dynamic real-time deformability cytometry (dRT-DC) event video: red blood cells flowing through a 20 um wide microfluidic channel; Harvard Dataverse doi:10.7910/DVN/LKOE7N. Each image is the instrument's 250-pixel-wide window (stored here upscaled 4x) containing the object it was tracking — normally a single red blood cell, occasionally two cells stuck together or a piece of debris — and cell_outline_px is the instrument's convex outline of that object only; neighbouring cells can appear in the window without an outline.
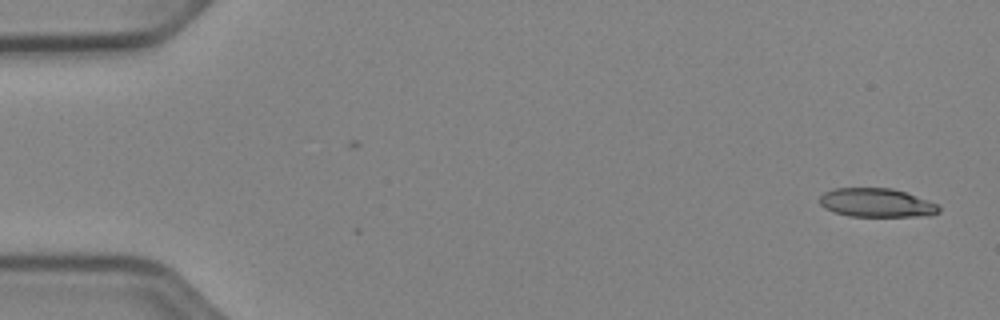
{"species": "Egyptian fruit bat (a non-hibernating species)", "species_latin": "Rousettus aegyptiacus", "temperature_condition": "cold", "stored_images_in_passage": 51, "camera_frame_rate_fps": 3000, "um_per_image_px": 0.085, "animal": {"sex": "female"}, "frame": {"image": 1, "passage_image": 1, "time_ms": 0.0, "image_size_px": [1000, 320], "cell_outline_px": [[940, 212], [928, 216], [848, 216], [832, 212], [824, 208], [820, 204], [820, 196], [824, 192], [832, 188], [892, 188], [904, 192], [936, 204], [940, 208]], "centroid_in_image_um": [74.45, 17.24], "position_along_channel_um": 10.6, "area_um2": 19.94}}
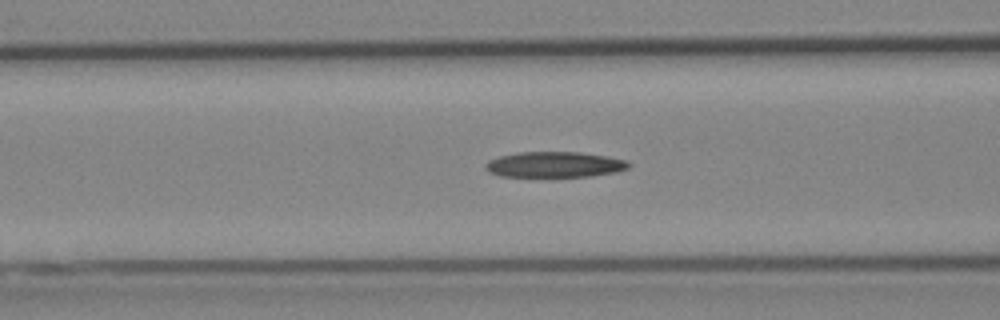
{"frame": {"image": 2, "passage_image": 20, "time_ms": 6.333, "image_size_px": [1000, 320], "cell_outline_px": [[632, 164], [628, 168], [616, 172], [592, 176], [552, 180], [500, 176], [488, 172], [484, 168], [484, 164], [488, 160], [500, 156], [520, 152], [580, 152], [608, 156], [628, 160]], "centroid_in_image_um": [47.12, 14.04], "position_along_channel_um": 119.5, "area_um2": 22.83}}
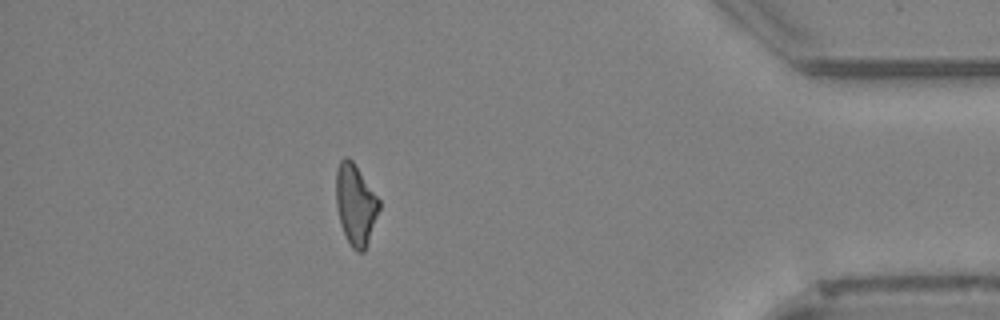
{"frame": {"image": 3, "passage_image": 45, "time_ms": 14.667, "image_size_px": [1000, 320], "cell_outline_px": [[380, 208], [364, 252], [356, 252], [352, 248], [340, 224], [336, 204], [336, 168], [340, 160], [344, 156], [348, 156], [352, 160], [380, 200]], "centroid_in_image_um": [30.21, 17.36], "position_along_channel_um": 405.0, "area_um2": 20.23}, "authors_computed_cell_mechanics": {"area_um2": 21.2704, "velocity_mm_per_s": 3.9486, "shape_relaxation_time_tau1_ms": null, "shape_relaxation_time_tau2_ms": 9.6609, "deformation_change_tau1": null, "deformation_change_tau2": 0.2545}}